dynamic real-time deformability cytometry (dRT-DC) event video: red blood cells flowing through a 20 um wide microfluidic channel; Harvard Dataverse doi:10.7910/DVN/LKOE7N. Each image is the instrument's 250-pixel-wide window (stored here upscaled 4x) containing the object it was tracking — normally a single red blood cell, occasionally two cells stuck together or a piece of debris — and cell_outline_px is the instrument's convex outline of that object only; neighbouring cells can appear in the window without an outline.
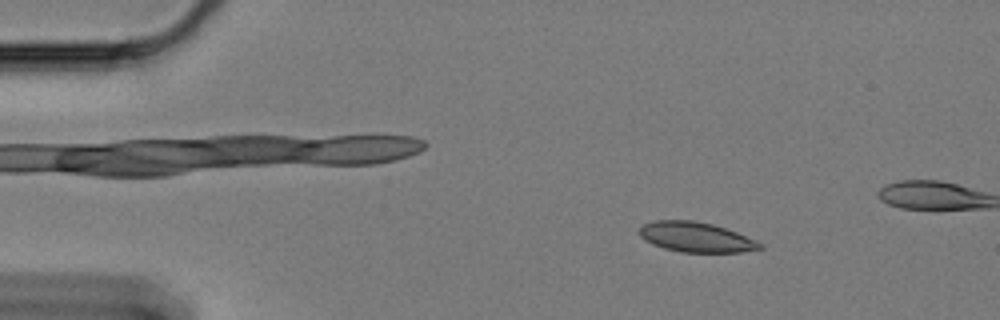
{"species": "Egyptian fruit bat (a non-hibernating species)", "species_latin": "Rousettus aegyptiacus", "temperature_condition": "cold", "stored_images_in_passage": 56, "camera_frame_rate_fps": 3000, "um_per_image_px": 0.085, "animal": {"sex": "female"}, "frame": {"image": 1, "passage_image": 4, "time_ms": 1.0, "image_size_px": [1000, 320], "cell_outline_px": [[764, 248], [740, 252], [680, 252], [664, 248], [652, 244], [644, 240], [636, 232], [644, 224], [656, 220], [692, 220], [712, 224], [736, 232], [756, 240], [764, 244]], "centroid_in_image_um": [59.14, 20.16], "position_along_channel_um": 25.9, "area_um2": 21.1}}
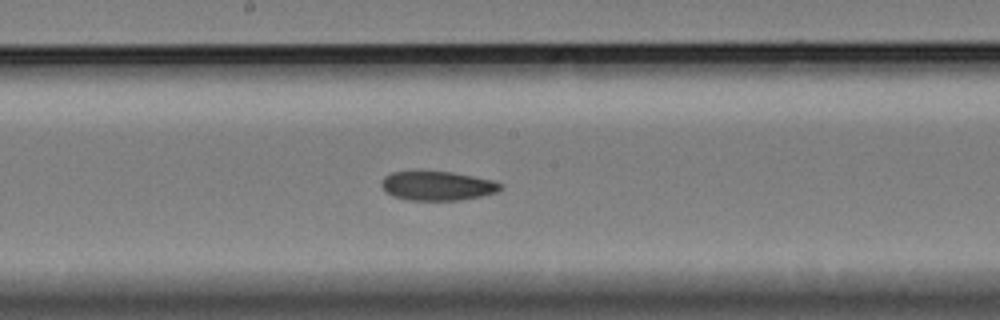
{"frame": {"image": 2, "passage_image": 27, "time_ms": 8.667, "image_size_px": [1000, 320], "cell_outline_px": [[504, 188], [496, 192], [480, 196], [460, 200], [408, 200], [396, 196], [388, 192], [380, 184], [384, 176], [392, 172], [452, 172], [492, 180], [504, 184]], "centroid_in_image_um": [37.23, 15.8], "position_along_channel_um": 211.0, "area_um2": 19.94}}
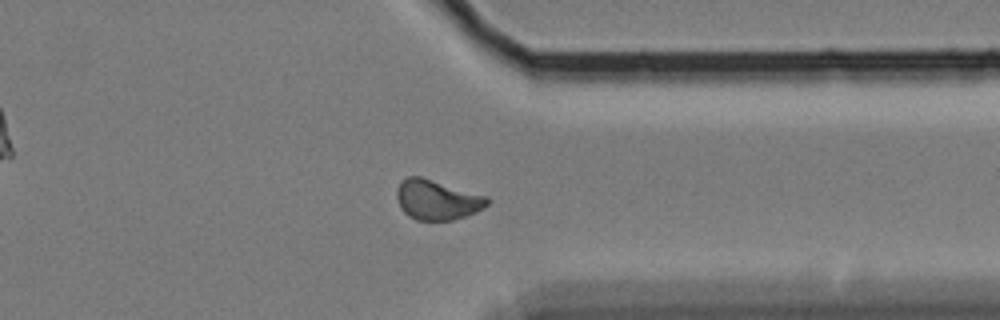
{"frame": {"image": 3, "passage_image": 42, "time_ms": 13.667, "image_size_px": [1000, 320], "cell_outline_px": [[488, 204], [484, 208], [476, 212], [452, 220], [416, 220], [408, 216], [400, 208], [396, 196], [396, 192], [400, 184], [408, 176], [420, 176], [488, 196]], "centroid_in_image_um": [37.15, 16.99], "position_along_channel_um": 374.3, "area_um2": 20.98}, "authors_computed_cell_mechanics": {"area_um2": 20.9814, "velocity_mm_per_s": 3.303, "shape_relaxation_time_tau1_ms": 9.973, "shape_relaxation_time_tau2_ms": null, "deformation_change_tau1": 0.1292, "deformation_change_tau2": null}}